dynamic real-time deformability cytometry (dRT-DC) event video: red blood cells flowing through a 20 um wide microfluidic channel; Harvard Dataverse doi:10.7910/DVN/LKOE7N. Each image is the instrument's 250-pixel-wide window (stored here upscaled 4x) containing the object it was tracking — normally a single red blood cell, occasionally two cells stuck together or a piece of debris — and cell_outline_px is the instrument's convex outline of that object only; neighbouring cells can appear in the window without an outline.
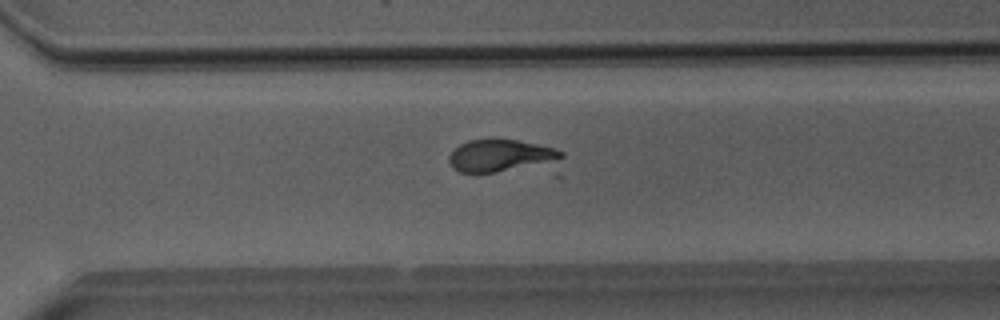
{"species": "Egyptian fruit bat (a non-hibernating species)", "species_latin": "Rousettus aegyptiacus", "temperature_condition": "room temperature", "stored_images_in_passage": 51, "camera_frame_rate_fps": 3000, "um_per_image_px": 0.085, "animal": {"sex": "male"}, "frame": {"image": 1, "passage_image": 36, "time_ms": 11.667, "image_size_px": [1000, 320], "cell_outline_px": [[564, 156], [556, 160], [496, 172], [460, 172], [452, 168], [448, 160], [448, 156], [460, 144], [468, 140], [492, 136], [516, 140], [556, 148], [564, 152]], "centroid_in_image_um": [42.46, 13.17], "position_along_channel_um": 328.1, "area_um2": 21.04}}
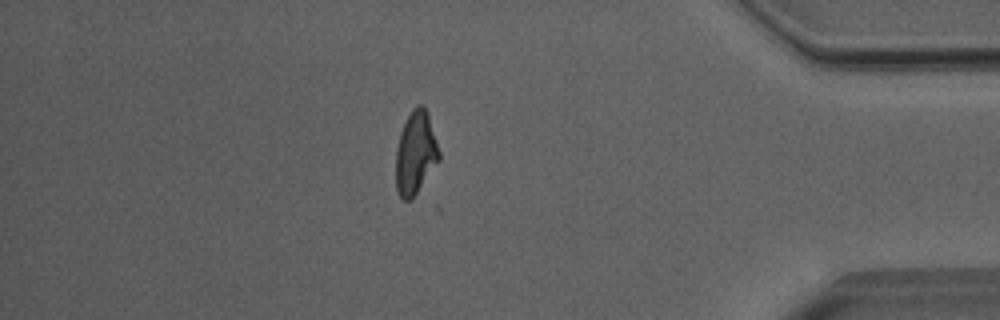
{"frame": {"image": 2, "passage_image": 44, "time_ms": 14.333, "image_size_px": [1000, 320], "cell_outline_px": [[440, 160], [412, 200], [404, 200], [400, 196], [396, 188], [396, 148], [400, 132], [412, 108], [416, 104], [420, 104], [428, 112], [440, 152]], "centroid_in_image_um": [35.33, 13.01], "position_along_channel_um": 399.9, "area_um2": 21.04}}
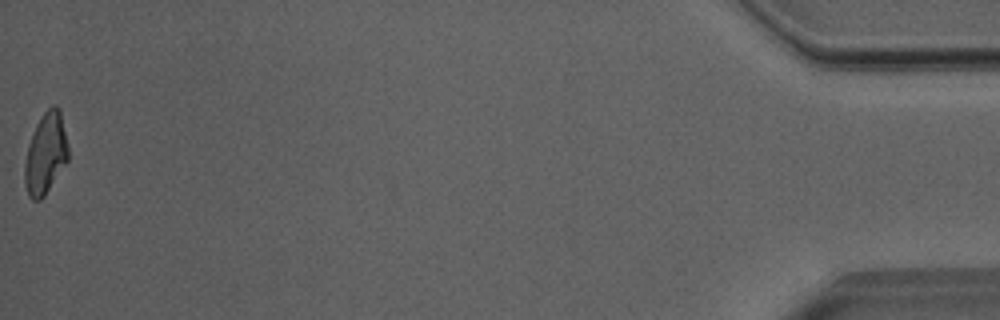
{"frame": {"image": 3, "passage_image": 51, "time_ms": 16.667, "image_size_px": [1000, 320], "cell_outline_px": [[68, 160], [44, 196], [40, 200], [32, 200], [28, 196], [24, 184], [24, 164], [28, 144], [36, 124], [40, 116], [52, 104], [56, 104], [60, 108], [68, 148]], "centroid_in_image_um": [3.86, 13.04], "position_along_channel_um": 431.3, "area_um2": 20.69}, "authors_computed_cell_mechanics": {"area_um2": 21.6172, "velocity_mm_per_s": 4.0365, "shape_relaxation_time_tau1_ms": 3.3552, "shape_relaxation_time_tau2_ms": null, "deformation_change_tau1": 0.1629, "deformation_change_tau2": null}}